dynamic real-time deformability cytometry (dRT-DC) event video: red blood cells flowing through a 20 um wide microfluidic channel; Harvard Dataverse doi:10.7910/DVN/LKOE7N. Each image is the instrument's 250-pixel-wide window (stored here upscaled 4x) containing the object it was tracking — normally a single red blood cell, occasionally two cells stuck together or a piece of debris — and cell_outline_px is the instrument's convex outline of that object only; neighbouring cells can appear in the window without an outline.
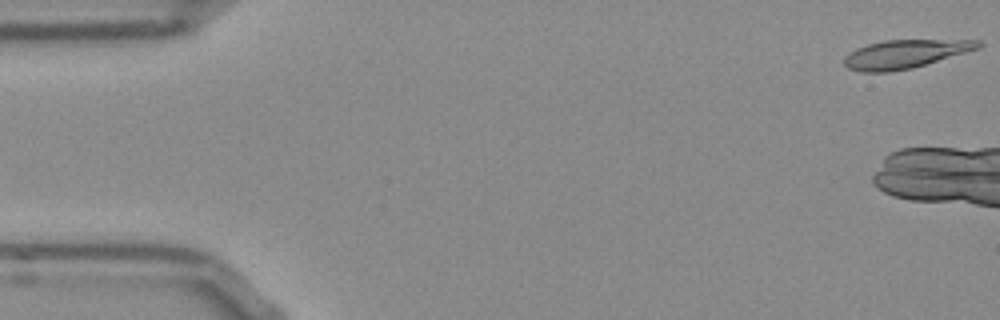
{"species": "Egyptian fruit bat (a non-hibernating species)", "species_latin": "Rousettus aegyptiacus", "temperature_condition": "room temperature", "stored_images_in_passage": 9, "camera_frame_rate_fps": 3000, "um_per_image_px": 0.085, "frame": {"image": 1, "passage_image": 1, "time_ms": 0.0, "image_size_px": [1000, 320], "cell_outline_px": [[984, 44], [980, 48], [912, 68], [888, 72], [860, 72], [848, 68], [844, 64], [844, 56], [856, 48], [868, 44], [884, 40], [980, 40]], "centroid_in_image_um": [76.92, 4.59], "position_along_channel_um": 8.1, "area_um2": 22.2}}